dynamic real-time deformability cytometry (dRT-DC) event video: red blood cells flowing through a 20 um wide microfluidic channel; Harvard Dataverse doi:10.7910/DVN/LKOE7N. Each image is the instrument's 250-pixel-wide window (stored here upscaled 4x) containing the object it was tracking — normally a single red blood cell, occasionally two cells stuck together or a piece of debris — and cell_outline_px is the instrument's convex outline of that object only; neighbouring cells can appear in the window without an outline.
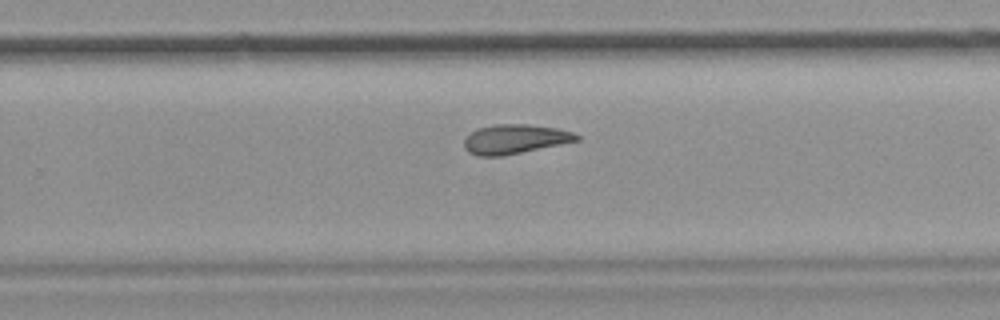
{"species": "common noctule bat (a hibernating species)", "species_latin": "Nyctalus noctula", "temperature_condition": "room temperature", "stored_images_in_passage": 8, "camera_frame_rate_fps": 3000, "um_per_image_px": 0.085, "animal": {"sex": "female", "body_mass_g": 19.9}, "frame": {"image": 1, "passage_image": 7, "time_ms": 7.0, "image_size_px": [1000, 320], "cell_outline_px": [[580, 140], [500, 156], [476, 156], [468, 152], [464, 148], [464, 140], [476, 128], [496, 124], [528, 124], [556, 128], [572, 132], [580, 136]], "centroid_in_image_um": [43.73, 11.82], "position_along_channel_um": 286.1, "area_um2": 19.07}}